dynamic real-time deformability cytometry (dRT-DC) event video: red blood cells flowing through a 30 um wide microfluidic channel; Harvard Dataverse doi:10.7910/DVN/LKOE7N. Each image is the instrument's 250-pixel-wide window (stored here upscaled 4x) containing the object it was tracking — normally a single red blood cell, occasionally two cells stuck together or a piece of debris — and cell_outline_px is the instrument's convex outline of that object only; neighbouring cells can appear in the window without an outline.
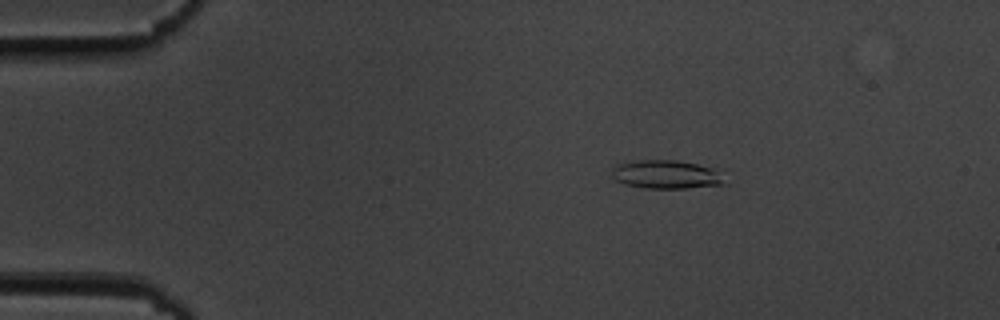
{"species": "common noctule bat (a hibernating species)", "species_latin": "Nyctalus noctula", "temperature_condition": "cold", "stored_images_in_passage": 55, "camera_frame_rate_fps": 3000, "um_per_image_px": 0.085, "animal": {"sex": "male", "body_mass_g": 19.5, "forearm_length_mm": 54.6}, "frame": {"image": 1, "passage_image": 9, "time_ms": 2.667, "image_size_px": [1000, 320], "cell_outline_px": [[728, 184], [688, 188], [644, 188], [624, 184], [616, 180], [612, 176], [612, 168], [616, 164], [640, 160], [676, 160], [696, 164], [712, 168]], "centroid_in_image_um": [56.59, 14.84], "position_along_channel_um": 28.4, "area_um2": 18.61}}
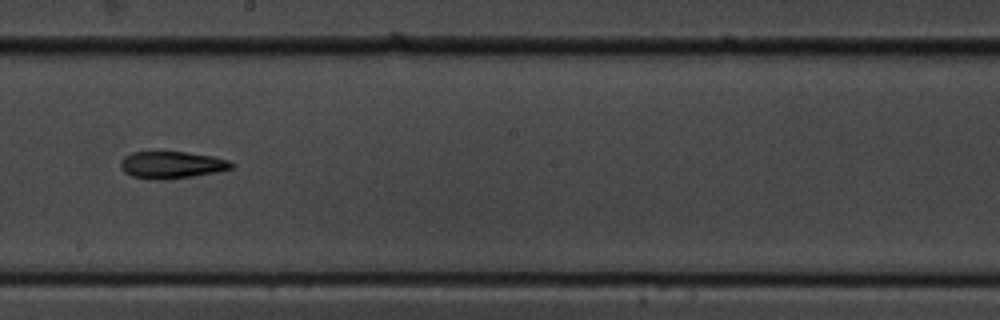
{"frame": {"image": 2, "passage_image": 31, "time_ms": 10.0, "image_size_px": [1000, 320], "cell_outline_px": [[236, 164], [232, 168], [216, 172], [192, 176], [164, 180], [160, 180], [132, 176], [124, 172], [120, 168], [120, 160], [124, 156], [132, 152], [188, 152], [212, 156], [228, 160]], "centroid_in_image_um": [14.58, 14.01], "position_along_channel_um": 233.6, "area_um2": 17.51}}
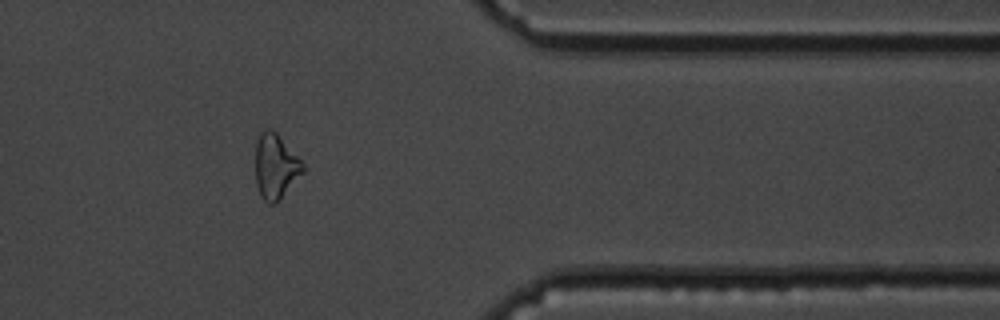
{"frame": {"image": 3, "passage_image": 45, "time_ms": 14.667, "image_size_px": [1000, 320], "cell_outline_px": [[304, 172], [280, 200], [272, 204], [268, 204], [260, 196], [256, 184], [256, 144], [260, 132], [264, 128], [272, 128], [276, 132], [304, 164]], "centroid_in_image_um": [23.42, 14.15], "position_along_channel_um": 388.0, "area_um2": 18.03}}